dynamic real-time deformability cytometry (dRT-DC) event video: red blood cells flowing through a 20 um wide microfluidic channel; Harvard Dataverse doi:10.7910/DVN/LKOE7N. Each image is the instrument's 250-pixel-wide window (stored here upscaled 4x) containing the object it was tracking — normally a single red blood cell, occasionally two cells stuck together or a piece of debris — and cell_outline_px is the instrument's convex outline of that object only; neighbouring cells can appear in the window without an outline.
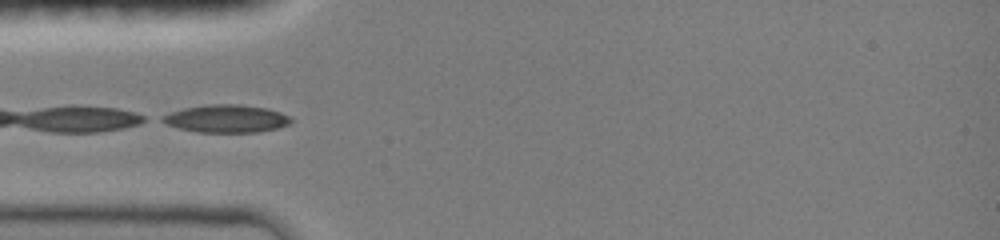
{"species": "common noctule bat (a hibernating species)", "species_latin": "Nyctalus noctula", "temperature_condition": "room temperature", "stored_images_in_passage": 15, "camera_frame_rate_fps": 3000, "um_per_image_px": 0.085, "animal": {"sex": "female", "body_mass_g": 19.0, "forearm_length_mm": 51.5}, "frame": {"image": 1, "passage_image": 1, "time_ms": 0.0, "image_size_px": [1000, 240], "cell_outline_px": [[292, 120], [288, 124], [276, 128], [256, 132], [196, 132], [164, 124], [156, 120], [160, 116], [184, 108], [208, 104], [240, 104], [268, 108], [292, 116]], "centroid_in_image_um": [19.2, 10.08], "position_along_channel_um": 65.8, "area_um2": 20.98}}
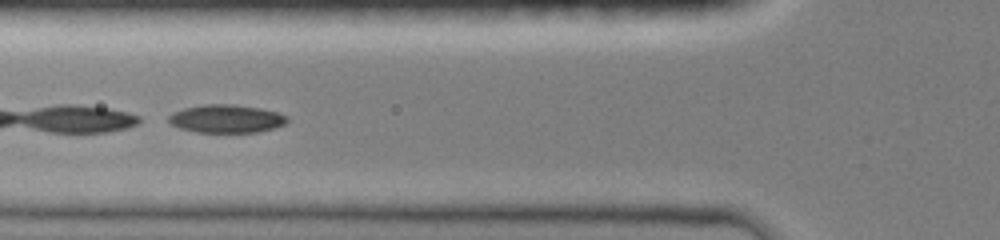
{"frame": {"image": 2, "passage_image": 3, "time_ms": 1.0, "image_size_px": [1000, 240], "cell_outline_px": [[288, 120], [284, 124], [272, 128], [256, 132], [196, 132], [180, 128], [172, 124], [168, 120], [168, 116], [172, 112], [184, 108], [204, 104], [232, 104], [260, 108], [276, 112], [288, 116]], "centroid_in_image_um": [19.21, 10.08], "position_along_channel_um": 106.6, "area_um2": 19.31}}
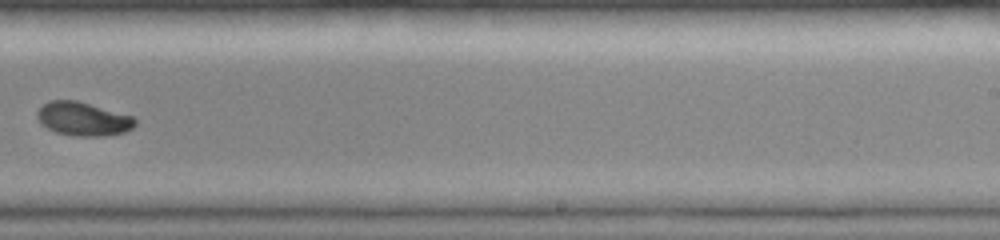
{"frame": {"image": 3, "passage_image": 13, "time_ms": 5.333, "image_size_px": [1000, 240], "cell_outline_px": [[136, 124], [132, 128], [124, 132], [100, 136], [76, 136], [56, 132], [40, 124], [36, 116], [36, 112], [48, 100], [76, 100], [136, 116]], "centroid_in_image_um": [7.07, 10.09], "position_along_channel_um": 281.9, "area_um2": 19.36}}